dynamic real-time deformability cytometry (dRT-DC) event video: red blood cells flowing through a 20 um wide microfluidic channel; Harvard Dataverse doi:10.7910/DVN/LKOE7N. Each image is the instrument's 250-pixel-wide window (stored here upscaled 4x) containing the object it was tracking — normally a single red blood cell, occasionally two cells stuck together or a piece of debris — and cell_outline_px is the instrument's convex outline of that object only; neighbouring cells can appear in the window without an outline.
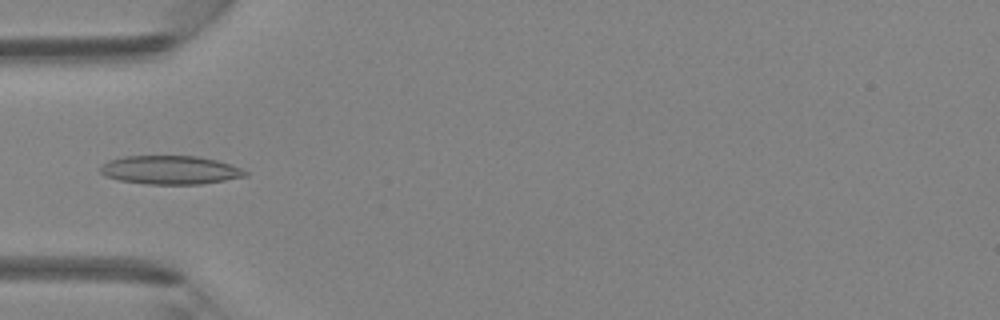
{"species": "Egyptian fruit bat (a non-hibernating species)", "species_latin": "Rousettus aegyptiacus", "temperature_condition": "room temperature", "stored_images_in_passage": 44, "camera_frame_rate_fps": 3000, "um_per_image_px": 0.085, "animal": {"sex": "female"}, "frame": {"image": 1, "passage_image": 14, "time_ms": 4.333, "image_size_px": [1000, 320], "cell_outline_px": [[248, 176], [200, 184], [148, 184], [120, 180], [104, 176], [100, 172], [100, 164], [108, 160], [124, 156], [196, 156], [216, 160], [240, 168], [248, 172]], "centroid_in_image_um": [14.42, 14.44], "position_along_channel_um": 70.6, "area_um2": 24.1}}
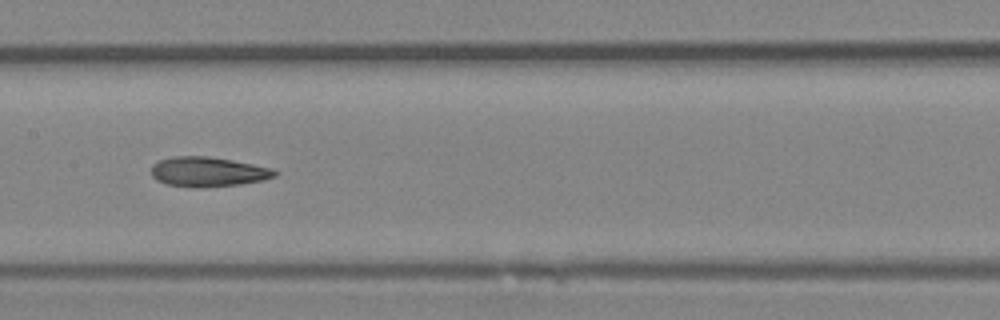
{"frame": {"image": 2, "passage_image": 22, "time_ms": 7.0, "image_size_px": [1000, 320], "cell_outline_px": [[276, 176], [264, 180], [240, 184], [204, 188], [192, 188], [164, 184], [156, 180], [152, 176], [152, 164], [160, 160], [172, 156], [208, 156], [232, 160], [272, 168], [276, 172]], "centroid_in_image_um": [17.64, 14.61], "position_along_channel_um": 189.8, "area_um2": 21.62}}
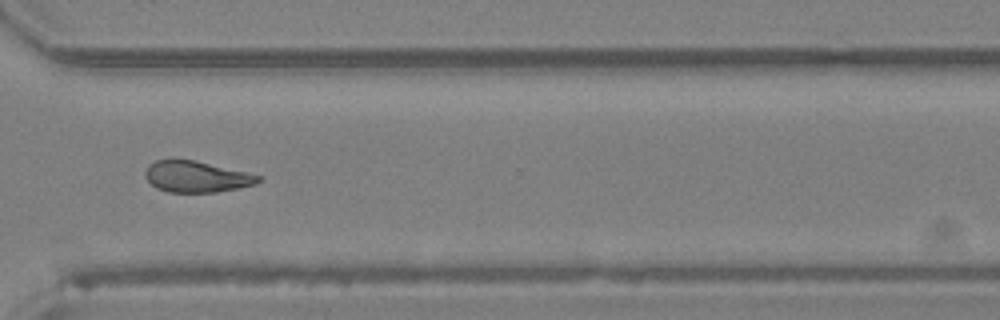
{"frame": {"image": 3, "passage_image": 33, "time_ms": 10.667, "image_size_px": [1000, 320], "cell_outline_px": [[264, 176], [256, 184], [216, 192], [168, 192], [156, 188], [144, 176], [144, 172], [148, 164], [156, 160], [192, 160], [248, 172]], "centroid_in_image_um": [16.7, 15.02], "position_along_channel_um": 353.9, "area_um2": 20.46}}